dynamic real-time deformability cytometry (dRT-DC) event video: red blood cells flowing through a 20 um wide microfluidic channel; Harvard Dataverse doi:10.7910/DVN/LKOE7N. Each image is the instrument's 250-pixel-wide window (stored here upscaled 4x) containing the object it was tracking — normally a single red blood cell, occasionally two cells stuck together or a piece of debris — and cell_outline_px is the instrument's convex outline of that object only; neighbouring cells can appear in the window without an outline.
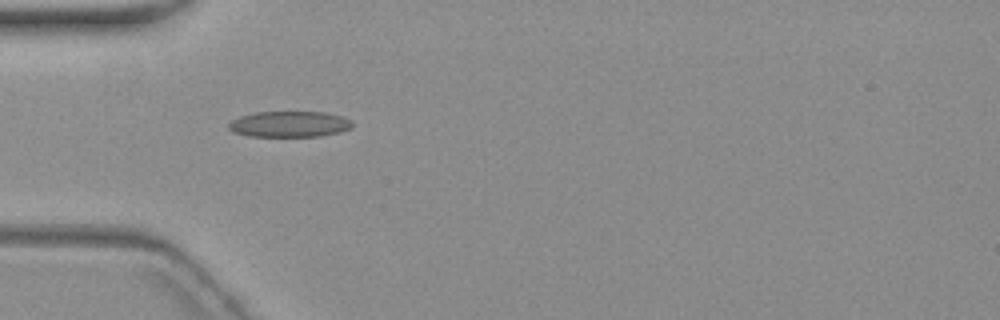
{"species": "common noctule bat (a hibernating species)", "species_latin": "Nyctalus noctula", "temperature_condition": "warm", "stored_images_in_passage": 4, "camera_frame_rate_fps": 3000, "um_per_image_px": 0.085, "animal": {"sex": "female", "body_mass_g": 19.3, "forearm_length_mm": 54.1}, "frame": {"image": 1, "passage_image": 4, "time_ms": 3.667, "image_size_px": [1000, 320], "cell_outline_px": [[352, 128], [340, 132], [320, 136], [248, 136], [232, 132], [228, 128], [228, 124], [232, 120], [240, 116], [256, 112], [324, 112], [344, 116], [352, 120]], "centroid_in_image_um": [24.62, 10.55], "position_along_channel_um": 60.4, "area_um2": 18.79}}